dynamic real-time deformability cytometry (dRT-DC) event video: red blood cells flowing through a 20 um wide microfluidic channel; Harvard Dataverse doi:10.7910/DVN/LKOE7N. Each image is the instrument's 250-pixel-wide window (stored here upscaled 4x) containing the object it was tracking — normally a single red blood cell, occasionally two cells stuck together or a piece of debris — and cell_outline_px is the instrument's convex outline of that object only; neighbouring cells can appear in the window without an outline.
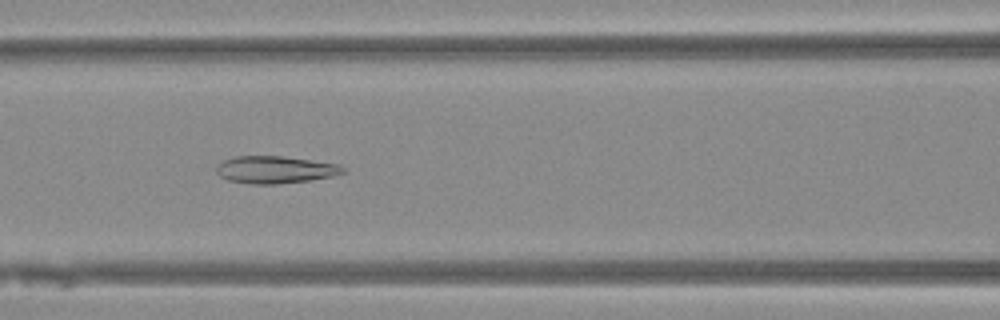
{"species": "Egyptian fruit bat (a non-hibernating species)", "species_latin": "Rousettus aegyptiacus", "temperature_condition": "warm", "stored_images_in_passage": 38, "camera_frame_rate_fps": 3000, "um_per_image_px": 0.085, "animal": {"sex": "female"}, "frame": {"image": 1, "passage_image": 9, "time_ms": 2.667, "image_size_px": [1000, 320], "cell_outline_px": [[348, 172], [332, 176], [312, 180], [276, 184], [252, 184], [228, 180], [220, 176], [216, 172], [216, 164], [224, 160], [236, 156], [280, 156], [336, 164], [348, 168]], "centroid_in_image_um": [23.4, 14.43], "position_along_channel_um": 143.2, "area_um2": 20.17}}
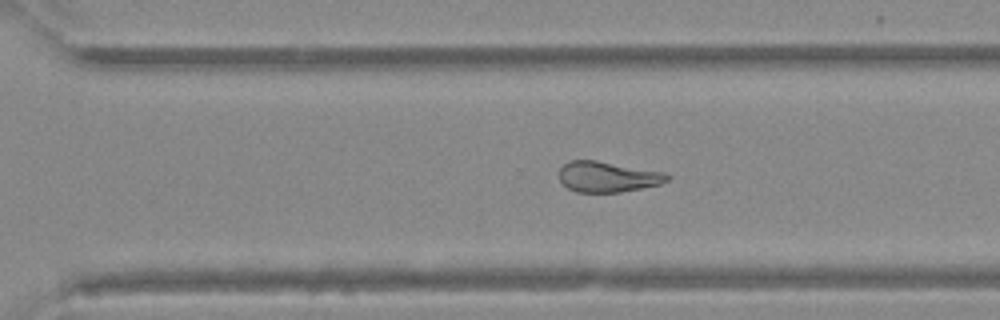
{"frame": {"image": 2, "passage_image": 22, "time_ms": 7.0, "image_size_px": [1000, 320], "cell_outline_px": [[672, 176], [668, 180], [660, 184], [620, 192], [576, 192], [568, 188], [560, 180], [560, 168], [568, 160], [596, 160], [664, 172]], "centroid_in_image_um": [51.65, 15.02], "position_along_channel_um": 318.9, "area_um2": 19.19}}
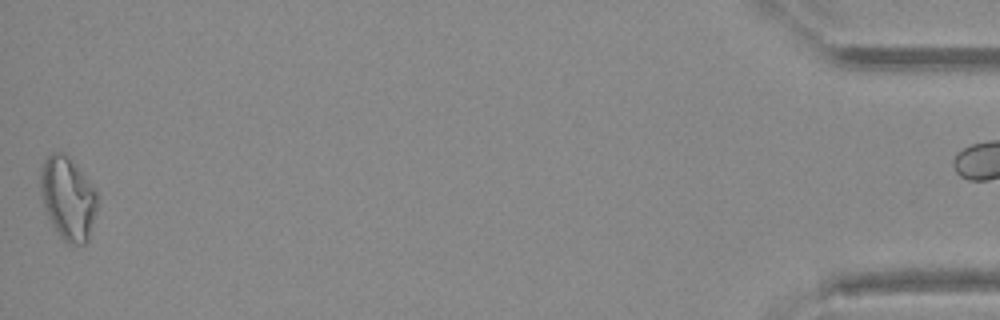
{"frame": {"image": 3, "passage_image": 37, "time_ms": 12.0, "image_size_px": [1000, 320], "cell_outline_px": [[96, 208], [88, 240], [84, 244], [68, 244], [60, 236], [52, 224], [48, 216], [44, 204], [40, 188], [40, 176], [44, 160], [52, 152], [64, 152], [76, 164], [96, 192]], "centroid_in_image_um": [5.76, 16.84], "position_along_channel_um": 429.4, "area_um2": 26.93}}